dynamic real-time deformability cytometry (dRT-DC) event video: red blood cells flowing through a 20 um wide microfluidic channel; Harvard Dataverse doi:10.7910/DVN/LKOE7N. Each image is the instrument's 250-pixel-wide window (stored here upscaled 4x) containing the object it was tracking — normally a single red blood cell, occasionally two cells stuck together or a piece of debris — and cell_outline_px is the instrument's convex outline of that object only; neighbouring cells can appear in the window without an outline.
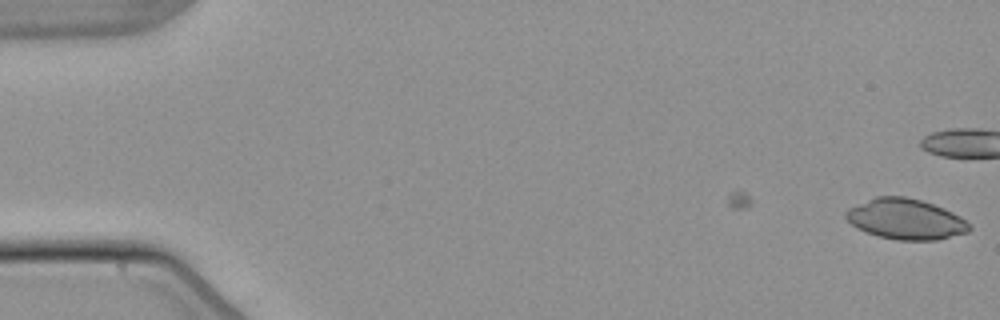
{"species": "common noctule bat (a hibernating species)", "species_latin": "Nyctalus noctula", "temperature_condition": "warm", "stored_images_in_passage": 7, "camera_frame_rate_fps": 3000, "um_per_image_px": 0.085, "animal": {"sex": "male", "body_mass_g": 21.5, "forearm_length_mm": 52.0}, "frame": {"image": 1, "passage_image": 7, "time_ms": 2.0, "image_size_px": [1000, 320], "cell_outline_px": [[972, 228], [968, 232], [936, 240], [896, 240], [880, 236], [856, 228], [844, 216], [844, 212], [848, 208], [876, 196], [904, 196], [920, 200], [944, 208], [960, 216], [972, 224]], "centroid_in_image_um": [76.99, 18.62], "position_along_channel_um": 8.0, "area_um2": 29.13}}